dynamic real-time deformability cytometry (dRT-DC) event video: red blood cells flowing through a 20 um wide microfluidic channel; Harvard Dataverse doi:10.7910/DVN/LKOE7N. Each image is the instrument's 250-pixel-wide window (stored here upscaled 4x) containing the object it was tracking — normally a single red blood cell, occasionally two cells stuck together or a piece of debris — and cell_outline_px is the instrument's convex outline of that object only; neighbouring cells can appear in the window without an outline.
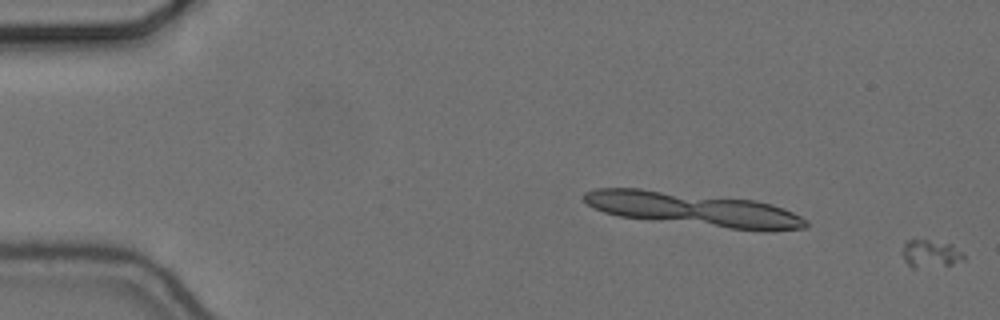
{"species": "common noctule bat (a hibernating species)", "species_latin": "Nyctalus noctula", "temperature_condition": "cold", "stored_images_in_passage": 5, "camera_frame_rate_fps": 3000, "um_per_image_px": 0.085, "animal": {"sex": "female", "body_mass_g": 24.6, "forearm_length_mm": 56.2}, "frame": {"image": 1, "passage_image": 5, "time_ms": 1.333, "image_size_px": [1000, 320], "cell_outline_px": [[964, 260], [952, 264], [912, 268], [904, 260], [900, 252], [904, 240], [928, 240], [952, 244], [964, 252]], "centroid_in_image_um": [79.06, 21.54], "position_along_channel_um": 5.9, "area_um2": 10.06}}